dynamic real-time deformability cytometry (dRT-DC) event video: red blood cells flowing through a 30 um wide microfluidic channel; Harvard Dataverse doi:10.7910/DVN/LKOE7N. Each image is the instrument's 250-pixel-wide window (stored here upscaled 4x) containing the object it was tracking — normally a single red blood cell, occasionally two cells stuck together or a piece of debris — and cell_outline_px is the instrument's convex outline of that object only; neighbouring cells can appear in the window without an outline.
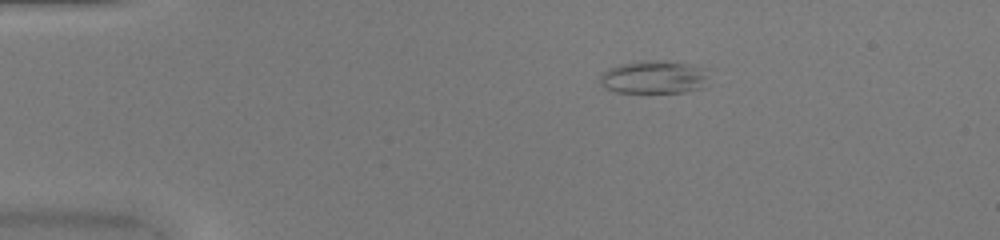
{"species": "common noctule bat (a hibernating species)", "species_latin": "Nyctalus noctula", "temperature_condition": "warm", "stored_images_in_passage": 41, "camera_frame_rate_fps": 3000, "um_per_image_px": 0.085, "animal": {"sex": "female", "body_mass_g": 20.0, "forearm_length_mm": 54.0}, "frame": {"image": 1, "passage_image": 1, "time_ms": 0.0, "image_size_px": [1000, 240], "cell_outline_px": [[708, 76], [700, 88], [684, 92], [616, 92], [604, 88], [600, 84], [600, 76], [608, 68], [620, 64], [648, 60], [656, 60], [688, 64], [708, 68]], "centroid_in_image_um": [55.57, 6.55], "position_along_channel_um": 29.4, "area_um2": 20.87}}
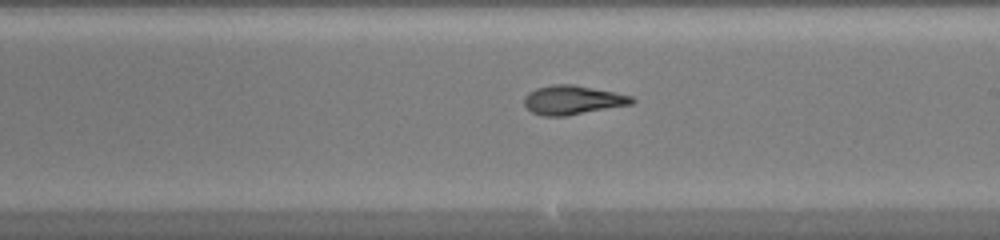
{"frame": {"image": 2, "passage_image": 21, "time_ms": 6.667, "image_size_px": [1000, 240], "cell_outline_px": [[636, 100], [632, 104], [564, 116], [544, 116], [532, 112], [524, 104], [524, 96], [528, 92], [536, 88], [552, 84], [572, 84], [632, 96]], "centroid_in_image_um": [48.64, 8.49], "position_along_channel_um": 240.4, "area_um2": 18.03}}
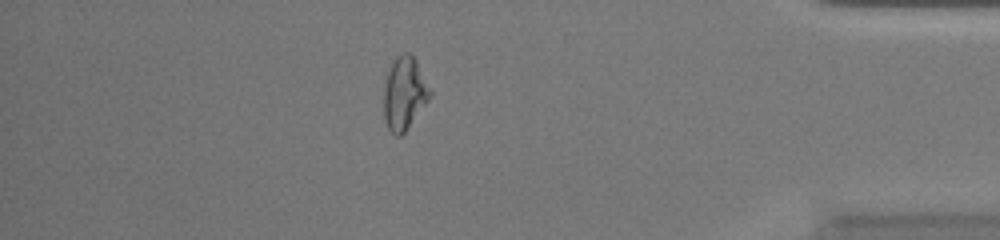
{"frame": {"image": 3, "passage_image": 35, "time_ms": 11.333, "image_size_px": [1000, 240], "cell_outline_px": [[432, 96], [404, 132], [400, 136], [396, 136], [388, 128], [384, 120], [384, 80], [388, 68], [396, 56], [404, 52], [412, 52], [432, 92]], "centroid_in_image_um": [34.36, 7.89], "position_along_channel_um": 400.8, "area_um2": 19.83}, "authors_computed_cell_mechanics": {"area_um2": 18.9006, "velocity_mm_per_s": 4.199, "shape_relaxation_time_tau1_ms": 8.4579, "shape_relaxation_time_tau2_ms": 1.943, "deformation_change_tau1": 0.2803, "deformation_change_tau2": 0.0884}}